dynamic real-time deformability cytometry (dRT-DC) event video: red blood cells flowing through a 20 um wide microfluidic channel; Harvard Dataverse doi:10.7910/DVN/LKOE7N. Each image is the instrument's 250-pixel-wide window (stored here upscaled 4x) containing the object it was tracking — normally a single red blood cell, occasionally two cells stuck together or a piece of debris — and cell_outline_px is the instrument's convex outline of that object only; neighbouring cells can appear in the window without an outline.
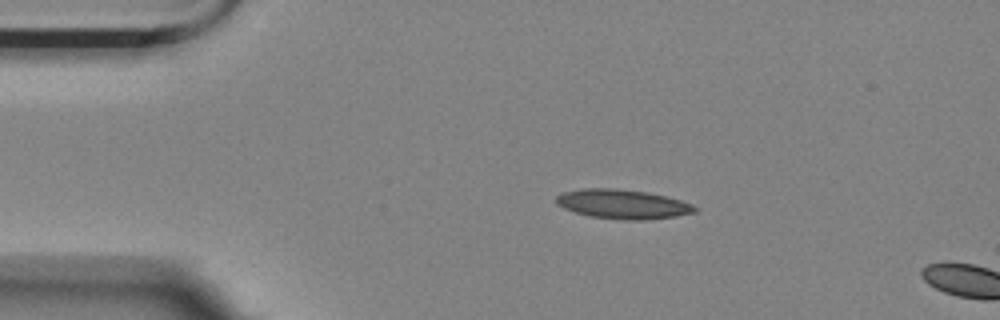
{"species": "Egyptian fruit bat (a non-hibernating species)", "species_latin": "Rousettus aegyptiacus", "temperature_condition": "room temperature", "stored_images_in_passage": 13, "camera_frame_rate_fps": 3000, "um_per_image_px": 0.085, "animal": {"sex": "female"}, "frame": {"image": 1, "passage_image": 10, "time_ms": 3.0, "image_size_px": [1000, 320], "cell_outline_px": [[696, 212], [676, 216], [640, 220], [624, 220], [592, 216], [576, 212], [564, 208], [556, 204], [556, 196], [564, 192], [584, 188], [616, 188], [648, 192], [680, 200], [692, 204], [696, 208]], "centroid_in_image_um": [52.92, 17.34], "position_along_channel_um": 32.1, "area_um2": 23.47}}